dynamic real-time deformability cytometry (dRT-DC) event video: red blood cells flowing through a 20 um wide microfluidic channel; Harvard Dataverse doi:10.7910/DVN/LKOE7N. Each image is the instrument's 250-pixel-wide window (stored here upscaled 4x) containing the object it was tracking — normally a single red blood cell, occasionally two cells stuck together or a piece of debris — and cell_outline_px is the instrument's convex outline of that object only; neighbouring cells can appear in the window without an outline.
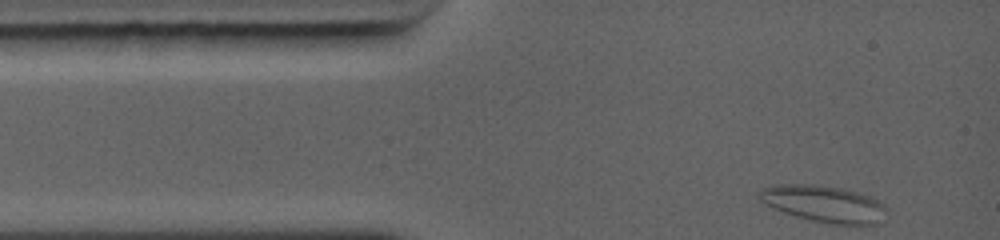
{"species": "common noctule bat (a hibernating species)", "species_latin": "Nyctalus noctula", "temperature_condition": "warm", "stored_images_in_passage": 41, "camera_frame_rate_fps": 5000, "um_per_image_px": 0.085, "animal": {"sex": "female", "body_mass_g": 19.0, "forearm_length_mm": 56.7}, "frame": {"image": 1, "passage_image": 1, "time_ms": 0.0, "image_size_px": [1000, 240], "cell_outline_px": [[888, 208], [880, 224], [828, 224], [796, 216], [784, 212], [764, 204], [756, 196], [756, 192], [772, 184], [816, 184], [840, 188], [872, 196], [884, 204]], "centroid_in_image_um": [70.02, 17.31], "position_along_channel_um": 15.0, "area_um2": 27.51}}
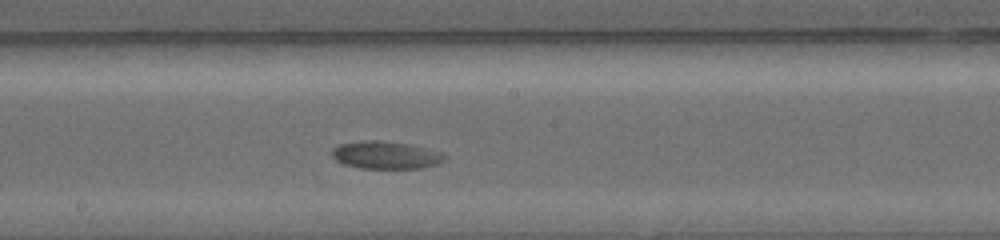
{"frame": {"image": 2, "passage_image": 24, "time_ms": 6.0, "image_size_px": [1000, 240], "cell_outline_px": [[448, 156], [444, 160], [436, 164], [420, 168], [360, 168], [344, 164], [336, 160], [332, 156], [332, 152], [340, 144], [404, 144], [440, 152]], "centroid_in_image_um": [32.85, 13.26], "position_along_channel_um": 215.3, "area_um2": 16.53}}
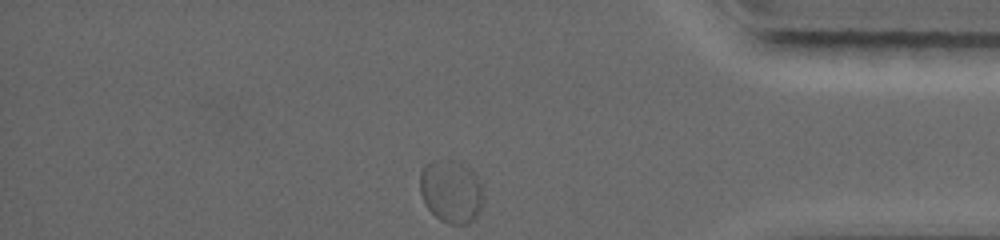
{"frame": {"image": 3, "passage_image": 41, "time_ms": 11.0, "image_size_px": [1000, 240], "cell_outline_px": [[484, 200], [480, 212], [468, 224], [448, 224], [440, 220], [424, 204], [420, 192], [420, 172], [424, 164], [432, 160], [452, 160], [468, 168], [472, 172], [480, 184]], "centroid_in_image_um": [38.32, 16.29], "position_along_channel_um": 396.9, "area_um2": 23.24}}